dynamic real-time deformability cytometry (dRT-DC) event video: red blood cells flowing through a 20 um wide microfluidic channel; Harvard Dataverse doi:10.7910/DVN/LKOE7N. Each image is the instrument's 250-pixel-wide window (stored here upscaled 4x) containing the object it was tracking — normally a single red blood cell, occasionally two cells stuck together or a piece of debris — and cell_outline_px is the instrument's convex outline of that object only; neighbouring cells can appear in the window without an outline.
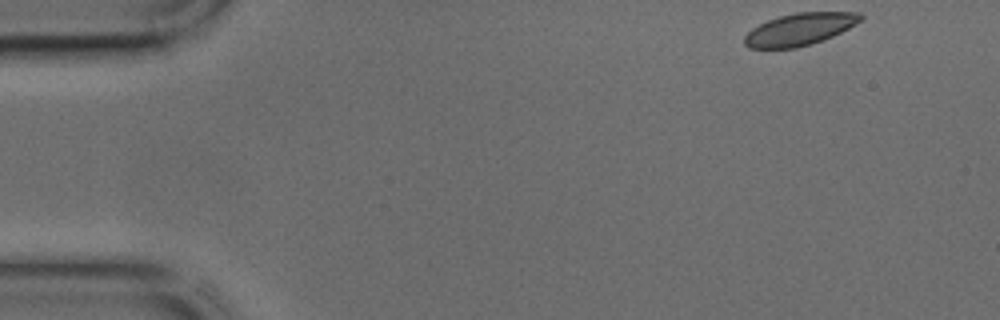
{"species": "common noctule bat (a hibernating species)", "species_latin": "Nyctalus noctula", "temperature_condition": "cold", "stored_images_in_passage": 41, "camera_frame_rate_fps": 3000, "um_per_image_px": 0.085, "animal": {"sex": "male", "body_mass_g": 17.9, "forearm_length_mm": 54.2}, "frame": {"image": 1, "passage_image": 1, "time_ms": 0.0, "image_size_px": [1000, 320], "cell_outline_px": [[864, 16], [856, 24], [832, 36], [812, 44], [796, 48], [748, 48], [744, 44], [744, 36], [752, 28], [768, 20], [780, 16], [796, 12], [860, 12]], "centroid_in_image_um": [67.96, 2.49], "position_along_channel_um": 17.0, "area_um2": 21.68}}
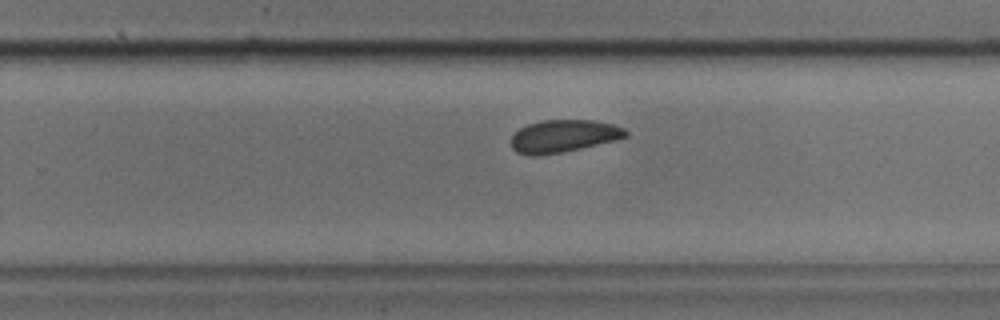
{"frame": {"image": 2, "passage_image": 25, "time_ms": 8.0, "image_size_px": [1000, 320], "cell_outline_px": [[628, 136], [616, 140], [580, 148], [560, 152], [536, 156], [532, 156], [516, 152], [512, 148], [512, 136], [520, 128], [528, 124], [540, 120], [596, 120], [612, 124], [624, 128], [628, 132]], "centroid_in_image_um": [47.91, 11.56], "position_along_channel_um": 281.9, "area_um2": 21.62}}
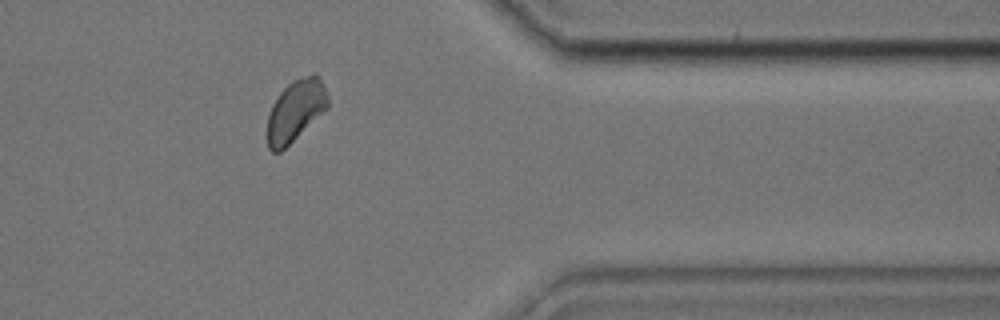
{"frame": {"image": 3, "passage_image": 33, "time_ms": 10.667, "image_size_px": [1000, 320], "cell_outline_px": [[328, 108], [280, 152], [272, 152], [268, 148], [268, 116], [272, 104], [280, 92], [292, 80], [308, 76], [316, 76], [320, 80], [328, 96]], "centroid_in_image_um": [25.1, 9.43], "position_along_channel_um": 386.3, "area_um2": 21.15}}